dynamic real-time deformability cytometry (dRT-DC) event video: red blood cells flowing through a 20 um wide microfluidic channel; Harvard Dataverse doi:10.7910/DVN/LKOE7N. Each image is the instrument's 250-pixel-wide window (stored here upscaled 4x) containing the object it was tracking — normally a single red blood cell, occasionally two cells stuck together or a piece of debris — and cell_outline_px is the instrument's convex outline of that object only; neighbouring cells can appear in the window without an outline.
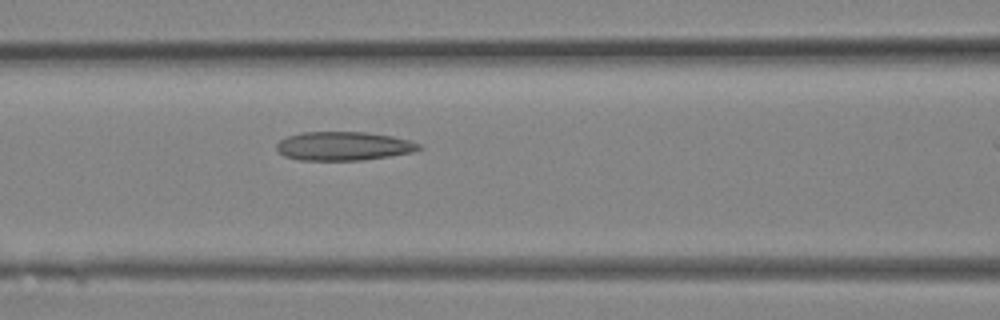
{"species": "Egyptian fruit bat (a non-hibernating species)", "species_latin": "Rousettus aegyptiacus", "temperature_condition": "room temperature", "stored_images_in_passage": 9, "segment_of_instrument_passage": [1, 2], "camera_frame_rate_fps": 3000, "um_per_image_px": 0.085, "animal": {"sex": "female"}, "frame": {"image": 1, "passage_image": 8, "time_ms": 2.333, "image_size_px": [1000, 320], "cell_outline_px": [[424, 148], [412, 152], [364, 160], [300, 160], [284, 156], [276, 148], [276, 144], [280, 140], [288, 136], [300, 132], [364, 132], [392, 136], [408, 140], [420, 144]], "centroid_in_image_um": [29.19, 12.41], "position_along_channel_um": 137.4, "area_um2": 23.81}}